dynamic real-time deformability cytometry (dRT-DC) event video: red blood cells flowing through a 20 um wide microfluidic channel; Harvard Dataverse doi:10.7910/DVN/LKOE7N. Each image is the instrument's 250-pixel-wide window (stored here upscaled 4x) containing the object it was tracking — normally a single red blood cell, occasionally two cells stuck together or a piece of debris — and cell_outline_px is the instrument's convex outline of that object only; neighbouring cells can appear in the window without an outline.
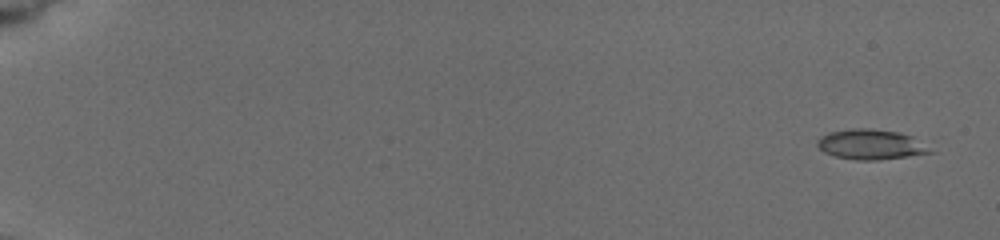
{"species": "common noctule bat (a hibernating species)", "species_latin": "Nyctalus noctula", "temperature_condition": "cold", "stored_images_in_passage": 8, "camera_frame_rate_fps": 3000, "um_per_image_px": 0.085, "animal": {"sex": "female", "body_mass_g": 19.5, "forearm_length_mm": 54.1}, "frame": {"image": 1, "passage_image": 1, "time_ms": 0.0, "image_size_px": [1000, 240], "cell_outline_px": [[936, 152], [908, 156], [876, 160], [856, 160], [836, 156], [824, 152], [816, 144], [820, 136], [832, 132], [856, 128], [868, 128], [900, 132], [912, 136]], "centroid_in_image_um": [74.04, 12.28], "position_along_channel_um": 11.0, "area_um2": 19.59}}
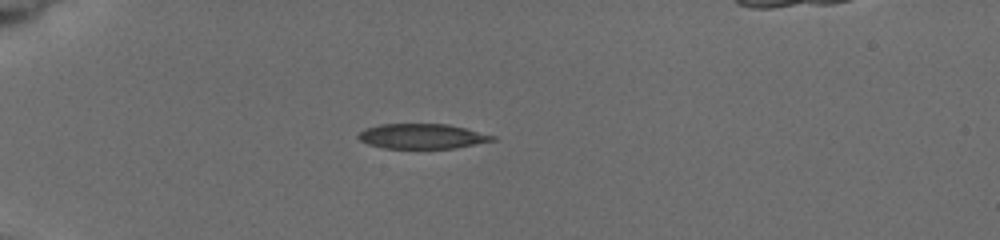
{"frame": {"image": 2, "passage_image": 6, "time_ms": 5.0, "image_size_px": [1000, 240], "cell_outline_px": [[496, 140], [456, 148], [384, 148], [368, 144], [360, 140], [356, 136], [364, 128], [380, 124], [448, 124], [496, 136]], "centroid_in_image_um": [35.86, 11.58], "position_along_channel_um": 49.1, "area_um2": 19.48}}